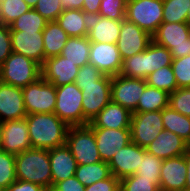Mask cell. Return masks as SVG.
Returning <instances> with one entry per match:
<instances>
[{
	"mask_svg": "<svg viewBox=\"0 0 190 191\" xmlns=\"http://www.w3.org/2000/svg\"><path fill=\"white\" fill-rule=\"evenodd\" d=\"M169 106L180 114L190 117V87L177 88L170 93Z\"/></svg>",
	"mask_w": 190,
	"mask_h": 191,
	"instance_id": "42",
	"label": "cell"
},
{
	"mask_svg": "<svg viewBox=\"0 0 190 191\" xmlns=\"http://www.w3.org/2000/svg\"><path fill=\"white\" fill-rule=\"evenodd\" d=\"M49 160L52 174V187L57 182L75 175L77 162L66 144L49 149Z\"/></svg>",
	"mask_w": 190,
	"mask_h": 191,
	"instance_id": "23",
	"label": "cell"
},
{
	"mask_svg": "<svg viewBox=\"0 0 190 191\" xmlns=\"http://www.w3.org/2000/svg\"><path fill=\"white\" fill-rule=\"evenodd\" d=\"M25 119L32 148L49 150L66 144L69 126L55 113L27 114Z\"/></svg>",
	"mask_w": 190,
	"mask_h": 191,
	"instance_id": "1",
	"label": "cell"
},
{
	"mask_svg": "<svg viewBox=\"0 0 190 191\" xmlns=\"http://www.w3.org/2000/svg\"><path fill=\"white\" fill-rule=\"evenodd\" d=\"M5 191H47L44 187L31 182L16 180Z\"/></svg>",
	"mask_w": 190,
	"mask_h": 191,
	"instance_id": "48",
	"label": "cell"
},
{
	"mask_svg": "<svg viewBox=\"0 0 190 191\" xmlns=\"http://www.w3.org/2000/svg\"><path fill=\"white\" fill-rule=\"evenodd\" d=\"M69 147L77 165L94 164L102 161L93 130L88 126H69L66 136Z\"/></svg>",
	"mask_w": 190,
	"mask_h": 191,
	"instance_id": "4",
	"label": "cell"
},
{
	"mask_svg": "<svg viewBox=\"0 0 190 191\" xmlns=\"http://www.w3.org/2000/svg\"><path fill=\"white\" fill-rule=\"evenodd\" d=\"M25 3H27L28 4V6L31 8V9H33L35 6H36V4H37V2H38V0H23Z\"/></svg>",
	"mask_w": 190,
	"mask_h": 191,
	"instance_id": "52",
	"label": "cell"
},
{
	"mask_svg": "<svg viewBox=\"0 0 190 191\" xmlns=\"http://www.w3.org/2000/svg\"><path fill=\"white\" fill-rule=\"evenodd\" d=\"M178 191H190V190H189V189L184 188V189H181V190H178Z\"/></svg>",
	"mask_w": 190,
	"mask_h": 191,
	"instance_id": "54",
	"label": "cell"
},
{
	"mask_svg": "<svg viewBox=\"0 0 190 191\" xmlns=\"http://www.w3.org/2000/svg\"><path fill=\"white\" fill-rule=\"evenodd\" d=\"M47 20L42 17L34 8L23 13L10 25V31H43Z\"/></svg>",
	"mask_w": 190,
	"mask_h": 191,
	"instance_id": "32",
	"label": "cell"
},
{
	"mask_svg": "<svg viewBox=\"0 0 190 191\" xmlns=\"http://www.w3.org/2000/svg\"><path fill=\"white\" fill-rule=\"evenodd\" d=\"M120 75L146 80L149 75L148 47L143 52L124 59Z\"/></svg>",
	"mask_w": 190,
	"mask_h": 191,
	"instance_id": "31",
	"label": "cell"
},
{
	"mask_svg": "<svg viewBox=\"0 0 190 191\" xmlns=\"http://www.w3.org/2000/svg\"><path fill=\"white\" fill-rule=\"evenodd\" d=\"M101 0H84L82 11L89 17L97 16L100 10Z\"/></svg>",
	"mask_w": 190,
	"mask_h": 191,
	"instance_id": "49",
	"label": "cell"
},
{
	"mask_svg": "<svg viewBox=\"0 0 190 191\" xmlns=\"http://www.w3.org/2000/svg\"><path fill=\"white\" fill-rule=\"evenodd\" d=\"M172 55L170 50L162 47L153 41L148 46L149 75L162 67L171 66Z\"/></svg>",
	"mask_w": 190,
	"mask_h": 191,
	"instance_id": "37",
	"label": "cell"
},
{
	"mask_svg": "<svg viewBox=\"0 0 190 191\" xmlns=\"http://www.w3.org/2000/svg\"><path fill=\"white\" fill-rule=\"evenodd\" d=\"M41 78V66L22 54L12 52L0 65V81L15 87H26Z\"/></svg>",
	"mask_w": 190,
	"mask_h": 191,
	"instance_id": "3",
	"label": "cell"
},
{
	"mask_svg": "<svg viewBox=\"0 0 190 191\" xmlns=\"http://www.w3.org/2000/svg\"><path fill=\"white\" fill-rule=\"evenodd\" d=\"M152 42V36L126 19L121 22L117 47L122 61L143 52Z\"/></svg>",
	"mask_w": 190,
	"mask_h": 191,
	"instance_id": "13",
	"label": "cell"
},
{
	"mask_svg": "<svg viewBox=\"0 0 190 191\" xmlns=\"http://www.w3.org/2000/svg\"><path fill=\"white\" fill-rule=\"evenodd\" d=\"M82 91L83 126L90 123L111 101V76L103 75L95 84L77 85Z\"/></svg>",
	"mask_w": 190,
	"mask_h": 191,
	"instance_id": "8",
	"label": "cell"
},
{
	"mask_svg": "<svg viewBox=\"0 0 190 191\" xmlns=\"http://www.w3.org/2000/svg\"><path fill=\"white\" fill-rule=\"evenodd\" d=\"M90 47L91 41L87 36L69 37L60 55L80 68L89 64Z\"/></svg>",
	"mask_w": 190,
	"mask_h": 191,
	"instance_id": "27",
	"label": "cell"
},
{
	"mask_svg": "<svg viewBox=\"0 0 190 191\" xmlns=\"http://www.w3.org/2000/svg\"><path fill=\"white\" fill-rule=\"evenodd\" d=\"M85 186L74 176L57 182L51 191H84Z\"/></svg>",
	"mask_w": 190,
	"mask_h": 191,
	"instance_id": "47",
	"label": "cell"
},
{
	"mask_svg": "<svg viewBox=\"0 0 190 191\" xmlns=\"http://www.w3.org/2000/svg\"><path fill=\"white\" fill-rule=\"evenodd\" d=\"M79 67L63 56H54L44 60L41 77L55 87L75 83Z\"/></svg>",
	"mask_w": 190,
	"mask_h": 191,
	"instance_id": "16",
	"label": "cell"
},
{
	"mask_svg": "<svg viewBox=\"0 0 190 191\" xmlns=\"http://www.w3.org/2000/svg\"><path fill=\"white\" fill-rule=\"evenodd\" d=\"M190 0H163V20L167 23L186 22Z\"/></svg>",
	"mask_w": 190,
	"mask_h": 191,
	"instance_id": "34",
	"label": "cell"
},
{
	"mask_svg": "<svg viewBox=\"0 0 190 191\" xmlns=\"http://www.w3.org/2000/svg\"><path fill=\"white\" fill-rule=\"evenodd\" d=\"M172 69L178 88L190 87V54L181 58H173Z\"/></svg>",
	"mask_w": 190,
	"mask_h": 191,
	"instance_id": "40",
	"label": "cell"
},
{
	"mask_svg": "<svg viewBox=\"0 0 190 191\" xmlns=\"http://www.w3.org/2000/svg\"><path fill=\"white\" fill-rule=\"evenodd\" d=\"M132 113L120 104L110 101L87 125L110 129H130Z\"/></svg>",
	"mask_w": 190,
	"mask_h": 191,
	"instance_id": "22",
	"label": "cell"
},
{
	"mask_svg": "<svg viewBox=\"0 0 190 191\" xmlns=\"http://www.w3.org/2000/svg\"><path fill=\"white\" fill-rule=\"evenodd\" d=\"M164 130L161 111L132 113L131 141L146 148Z\"/></svg>",
	"mask_w": 190,
	"mask_h": 191,
	"instance_id": "10",
	"label": "cell"
},
{
	"mask_svg": "<svg viewBox=\"0 0 190 191\" xmlns=\"http://www.w3.org/2000/svg\"><path fill=\"white\" fill-rule=\"evenodd\" d=\"M84 0H61L62 9H79L82 10Z\"/></svg>",
	"mask_w": 190,
	"mask_h": 191,
	"instance_id": "50",
	"label": "cell"
},
{
	"mask_svg": "<svg viewBox=\"0 0 190 191\" xmlns=\"http://www.w3.org/2000/svg\"><path fill=\"white\" fill-rule=\"evenodd\" d=\"M127 0H101L98 15L111 20H124Z\"/></svg>",
	"mask_w": 190,
	"mask_h": 191,
	"instance_id": "41",
	"label": "cell"
},
{
	"mask_svg": "<svg viewBox=\"0 0 190 191\" xmlns=\"http://www.w3.org/2000/svg\"><path fill=\"white\" fill-rule=\"evenodd\" d=\"M169 106V93L147 85L134 113L161 111Z\"/></svg>",
	"mask_w": 190,
	"mask_h": 191,
	"instance_id": "29",
	"label": "cell"
},
{
	"mask_svg": "<svg viewBox=\"0 0 190 191\" xmlns=\"http://www.w3.org/2000/svg\"><path fill=\"white\" fill-rule=\"evenodd\" d=\"M125 19L152 36L163 20V0H127Z\"/></svg>",
	"mask_w": 190,
	"mask_h": 191,
	"instance_id": "5",
	"label": "cell"
},
{
	"mask_svg": "<svg viewBox=\"0 0 190 191\" xmlns=\"http://www.w3.org/2000/svg\"><path fill=\"white\" fill-rule=\"evenodd\" d=\"M43 31H10L12 51L37 62L44 63Z\"/></svg>",
	"mask_w": 190,
	"mask_h": 191,
	"instance_id": "17",
	"label": "cell"
},
{
	"mask_svg": "<svg viewBox=\"0 0 190 191\" xmlns=\"http://www.w3.org/2000/svg\"><path fill=\"white\" fill-rule=\"evenodd\" d=\"M82 91L75 84L56 87L54 113L68 126H83Z\"/></svg>",
	"mask_w": 190,
	"mask_h": 191,
	"instance_id": "7",
	"label": "cell"
},
{
	"mask_svg": "<svg viewBox=\"0 0 190 191\" xmlns=\"http://www.w3.org/2000/svg\"><path fill=\"white\" fill-rule=\"evenodd\" d=\"M90 128L95 135L97 149L103 162L109 163L115 153L131 142L130 129Z\"/></svg>",
	"mask_w": 190,
	"mask_h": 191,
	"instance_id": "15",
	"label": "cell"
},
{
	"mask_svg": "<svg viewBox=\"0 0 190 191\" xmlns=\"http://www.w3.org/2000/svg\"><path fill=\"white\" fill-rule=\"evenodd\" d=\"M12 52L10 27L0 23V65Z\"/></svg>",
	"mask_w": 190,
	"mask_h": 191,
	"instance_id": "45",
	"label": "cell"
},
{
	"mask_svg": "<svg viewBox=\"0 0 190 191\" xmlns=\"http://www.w3.org/2000/svg\"><path fill=\"white\" fill-rule=\"evenodd\" d=\"M15 157L0 150V191H5L16 179Z\"/></svg>",
	"mask_w": 190,
	"mask_h": 191,
	"instance_id": "38",
	"label": "cell"
},
{
	"mask_svg": "<svg viewBox=\"0 0 190 191\" xmlns=\"http://www.w3.org/2000/svg\"><path fill=\"white\" fill-rule=\"evenodd\" d=\"M147 82L144 79L127 78L122 75L111 77V101L125 107L134 113L139 98L141 97Z\"/></svg>",
	"mask_w": 190,
	"mask_h": 191,
	"instance_id": "11",
	"label": "cell"
},
{
	"mask_svg": "<svg viewBox=\"0 0 190 191\" xmlns=\"http://www.w3.org/2000/svg\"><path fill=\"white\" fill-rule=\"evenodd\" d=\"M145 148L140 147L132 141L121 148L114 154L113 158L108 163L111 174L119 180L136 174L138 166H140Z\"/></svg>",
	"mask_w": 190,
	"mask_h": 191,
	"instance_id": "18",
	"label": "cell"
},
{
	"mask_svg": "<svg viewBox=\"0 0 190 191\" xmlns=\"http://www.w3.org/2000/svg\"><path fill=\"white\" fill-rule=\"evenodd\" d=\"M160 179L142 178L137 173L120 180V191H160Z\"/></svg>",
	"mask_w": 190,
	"mask_h": 191,
	"instance_id": "35",
	"label": "cell"
},
{
	"mask_svg": "<svg viewBox=\"0 0 190 191\" xmlns=\"http://www.w3.org/2000/svg\"><path fill=\"white\" fill-rule=\"evenodd\" d=\"M164 130L173 132L190 145V117L180 114L172 107L161 110Z\"/></svg>",
	"mask_w": 190,
	"mask_h": 191,
	"instance_id": "28",
	"label": "cell"
},
{
	"mask_svg": "<svg viewBox=\"0 0 190 191\" xmlns=\"http://www.w3.org/2000/svg\"><path fill=\"white\" fill-rule=\"evenodd\" d=\"M89 64L94 65L103 75H119L122 59L117 43L91 42Z\"/></svg>",
	"mask_w": 190,
	"mask_h": 191,
	"instance_id": "14",
	"label": "cell"
},
{
	"mask_svg": "<svg viewBox=\"0 0 190 191\" xmlns=\"http://www.w3.org/2000/svg\"><path fill=\"white\" fill-rule=\"evenodd\" d=\"M122 20H111L99 15L90 17L87 38L91 42L117 43Z\"/></svg>",
	"mask_w": 190,
	"mask_h": 191,
	"instance_id": "24",
	"label": "cell"
},
{
	"mask_svg": "<svg viewBox=\"0 0 190 191\" xmlns=\"http://www.w3.org/2000/svg\"><path fill=\"white\" fill-rule=\"evenodd\" d=\"M16 179L52 189V174L48 149L30 148L15 157Z\"/></svg>",
	"mask_w": 190,
	"mask_h": 191,
	"instance_id": "2",
	"label": "cell"
},
{
	"mask_svg": "<svg viewBox=\"0 0 190 191\" xmlns=\"http://www.w3.org/2000/svg\"><path fill=\"white\" fill-rule=\"evenodd\" d=\"M187 166L184 155L162 161L160 191H178L185 188Z\"/></svg>",
	"mask_w": 190,
	"mask_h": 191,
	"instance_id": "20",
	"label": "cell"
},
{
	"mask_svg": "<svg viewBox=\"0 0 190 191\" xmlns=\"http://www.w3.org/2000/svg\"><path fill=\"white\" fill-rule=\"evenodd\" d=\"M27 114L54 113L56 87L42 77L22 88Z\"/></svg>",
	"mask_w": 190,
	"mask_h": 191,
	"instance_id": "9",
	"label": "cell"
},
{
	"mask_svg": "<svg viewBox=\"0 0 190 191\" xmlns=\"http://www.w3.org/2000/svg\"><path fill=\"white\" fill-rule=\"evenodd\" d=\"M162 159L148 153L143 154L140 166H138L136 173L146 179H160V169L162 167Z\"/></svg>",
	"mask_w": 190,
	"mask_h": 191,
	"instance_id": "39",
	"label": "cell"
},
{
	"mask_svg": "<svg viewBox=\"0 0 190 191\" xmlns=\"http://www.w3.org/2000/svg\"><path fill=\"white\" fill-rule=\"evenodd\" d=\"M32 148L25 118L0 123V150L18 155Z\"/></svg>",
	"mask_w": 190,
	"mask_h": 191,
	"instance_id": "12",
	"label": "cell"
},
{
	"mask_svg": "<svg viewBox=\"0 0 190 191\" xmlns=\"http://www.w3.org/2000/svg\"><path fill=\"white\" fill-rule=\"evenodd\" d=\"M152 41L170 50L172 58L190 54V26L186 22H162L152 35Z\"/></svg>",
	"mask_w": 190,
	"mask_h": 191,
	"instance_id": "6",
	"label": "cell"
},
{
	"mask_svg": "<svg viewBox=\"0 0 190 191\" xmlns=\"http://www.w3.org/2000/svg\"><path fill=\"white\" fill-rule=\"evenodd\" d=\"M190 145L173 132L166 130L145 148L146 151L162 160L184 155Z\"/></svg>",
	"mask_w": 190,
	"mask_h": 191,
	"instance_id": "21",
	"label": "cell"
},
{
	"mask_svg": "<svg viewBox=\"0 0 190 191\" xmlns=\"http://www.w3.org/2000/svg\"><path fill=\"white\" fill-rule=\"evenodd\" d=\"M84 191H120V180L114 175L85 187Z\"/></svg>",
	"mask_w": 190,
	"mask_h": 191,
	"instance_id": "46",
	"label": "cell"
},
{
	"mask_svg": "<svg viewBox=\"0 0 190 191\" xmlns=\"http://www.w3.org/2000/svg\"><path fill=\"white\" fill-rule=\"evenodd\" d=\"M90 17L82 10L68 9L57 18V23L69 37H85L89 30Z\"/></svg>",
	"mask_w": 190,
	"mask_h": 191,
	"instance_id": "25",
	"label": "cell"
},
{
	"mask_svg": "<svg viewBox=\"0 0 190 191\" xmlns=\"http://www.w3.org/2000/svg\"><path fill=\"white\" fill-rule=\"evenodd\" d=\"M34 9L48 22L56 21L63 12L61 0H38Z\"/></svg>",
	"mask_w": 190,
	"mask_h": 191,
	"instance_id": "43",
	"label": "cell"
},
{
	"mask_svg": "<svg viewBox=\"0 0 190 191\" xmlns=\"http://www.w3.org/2000/svg\"><path fill=\"white\" fill-rule=\"evenodd\" d=\"M111 175L108 163L103 161L94 164L77 165L75 172V177L85 187H88L97 181L107 179Z\"/></svg>",
	"mask_w": 190,
	"mask_h": 191,
	"instance_id": "30",
	"label": "cell"
},
{
	"mask_svg": "<svg viewBox=\"0 0 190 191\" xmlns=\"http://www.w3.org/2000/svg\"><path fill=\"white\" fill-rule=\"evenodd\" d=\"M184 157H185V163L187 166V173H186L187 177H186L185 188L190 190V147L185 152Z\"/></svg>",
	"mask_w": 190,
	"mask_h": 191,
	"instance_id": "51",
	"label": "cell"
},
{
	"mask_svg": "<svg viewBox=\"0 0 190 191\" xmlns=\"http://www.w3.org/2000/svg\"><path fill=\"white\" fill-rule=\"evenodd\" d=\"M186 23L190 26V6H189L188 12H187Z\"/></svg>",
	"mask_w": 190,
	"mask_h": 191,
	"instance_id": "53",
	"label": "cell"
},
{
	"mask_svg": "<svg viewBox=\"0 0 190 191\" xmlns=\"http://www.w3.org/2000/svg\"><path fill=\"white\" fill-rule=\"evenodd\" d=\"M22 88L0 81V123L25 118Z\"/></svg>",
	"mask_w": 190,
	"mask_h": 191,
	"instance_id": "19",
	"label": "cell"
},
{
	"mask_svg": "<svg viewBox=\"0 0 190 191\" xmlns=\"http://www.w3.org/2000/svg\"><path fill=\"white\" fill-rule=\"evenodd\" d=\"M30 9L23 0H2L0 1V23L9 26L14 20Z\"/></svg>",
	"mask_w": 190,
	"mask_h": 191,
	"instance_id": "36",
	"label": "cell"
},
{
	"mask_svg": "<svg viewBox=\"0 0 190 191\" xmlns=\"http://www.w3.org/2000/svg\"><path fill=\"white\" fill-rule=\"evenodd\" d=\"M44 60L50 57L59 56L69 36L60 27L57 21L47 22L43 30Z\"/></svg>",
	"mask_w": 190,
	"mask_h": 191,
	"instance_id": "26",
	"label": "cell"
},
{
	"mask_svg": "<svg viewBox=\"0 0 190 191\" xmlns=\"http://www.w3.org/2000/svg\"><path fill=\"white\" fill-rule=\"evenodd\" d=\"M103 74L92 64H86L79 68L75 80L76 85L95 84Z\"/></svg>",
	"mask_w": 190,
	"mask_h": 191,
	"instance_id": "44",
	"label": "cell"
},
{
	"mask_svg": "<svg viewBox=\"0 0 190 191\" xmlns=\"http://www.w3.org/2000/svg\"><path fill=\"white\" fill-rule=\"evenodd\" d=\"M147 85L173 93L178 87L172 66H165L153 71L146 78Z\"/></svg>",
	"mask_w": 190,
	"mask_h": 191,
	"instance_id": "33",
	"label": "cell"
}]
</instances>
